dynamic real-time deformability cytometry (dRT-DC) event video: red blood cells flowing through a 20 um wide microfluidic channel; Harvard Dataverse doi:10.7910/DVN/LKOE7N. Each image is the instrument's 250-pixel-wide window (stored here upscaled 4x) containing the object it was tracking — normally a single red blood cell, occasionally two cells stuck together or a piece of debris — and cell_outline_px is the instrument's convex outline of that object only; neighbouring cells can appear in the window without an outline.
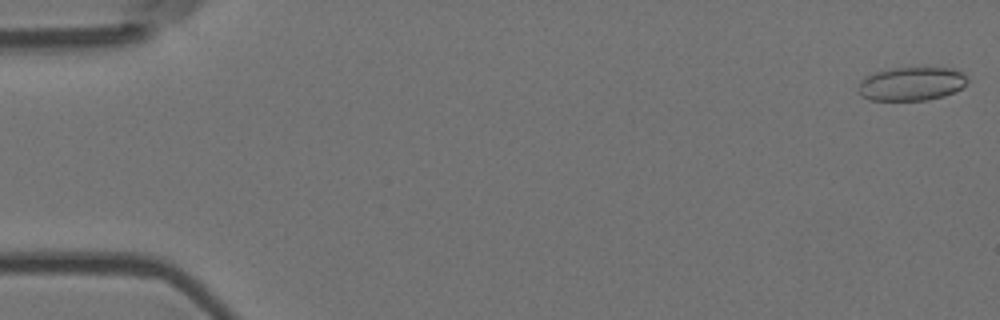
{"species": "Egyptian fruit bat (a non-hibernating species)", "species_latin": "Rousettus aegyptiacus", "temperature_condition": "room temperature", "stored_images_in_passage": 7, "camera_frame_rate_fps": 3000, "um_per_image_px": 0.085, "animal": {"sex": "female"}, "frame": {"image": 1, "passage_image": 1, "time_ms": 0.0, "image_size_px": [1000, 320], "cell_outline_px": [[968, 80], [960, 88], [944, 96], [928, 100], [868, 100], [860, 96], [860, 80], [864, 76], [876, 72], [892, 68], [952, 68], [960, 72]], "centroid_in_image_um": [77.43, 7.13], "position_along_channel_um": 7.6, "area_um2": 21.15}}
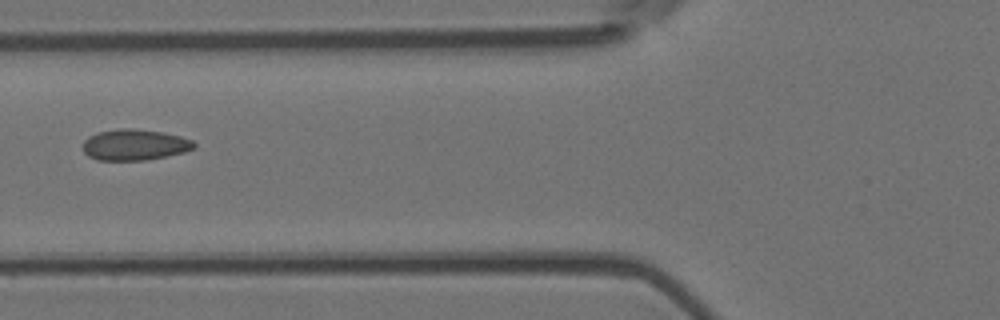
{"frame": {"image": 2, "passage_image": 6, "time_ms": 1.667, "image_size_px": [1000, 320], "cell_outline_px": [[196, 144], [192, 148], [184, 152], [148, 160], [96, 160], [88, 156], [84, 152], [84, 140], [88, 136], [96, 132], [120, 128], [132, 128], [160, 132], [180, 136], [192, 140]], "centroid_in_image_um": [11.41, 12.3], "position_along_channel_um": 114.4, "area_um2": 20.06}}
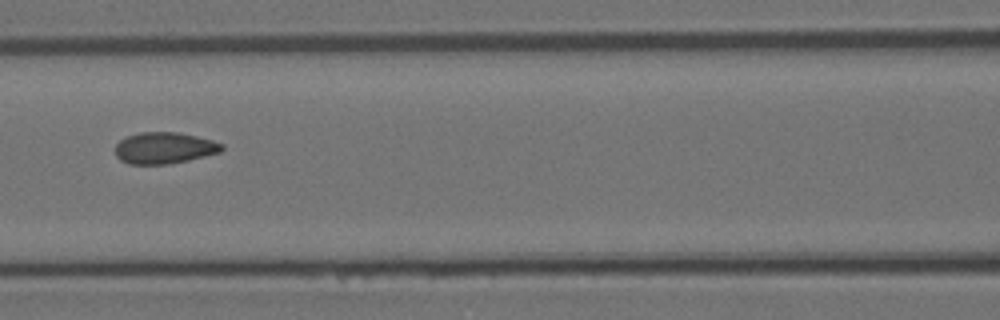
{"frame": {"image": 3, "passage_image": 7, "time_ms": 2.0, "image_size_px": [1000, 320], "cell_outline_px": [[224, 148], [220, 152], [188, 160], [168, 164], [128, 164], [120, 160], [116, 156], [116, 144], [120, 140], [128, 136], [140, 132], [176, 132], [196, 136], [212, 140], [224, 144]], "centroid_in_image_um": [13.96, 12.58], "position_along_channel_um": 152.6, "area_um2": 19.48}}